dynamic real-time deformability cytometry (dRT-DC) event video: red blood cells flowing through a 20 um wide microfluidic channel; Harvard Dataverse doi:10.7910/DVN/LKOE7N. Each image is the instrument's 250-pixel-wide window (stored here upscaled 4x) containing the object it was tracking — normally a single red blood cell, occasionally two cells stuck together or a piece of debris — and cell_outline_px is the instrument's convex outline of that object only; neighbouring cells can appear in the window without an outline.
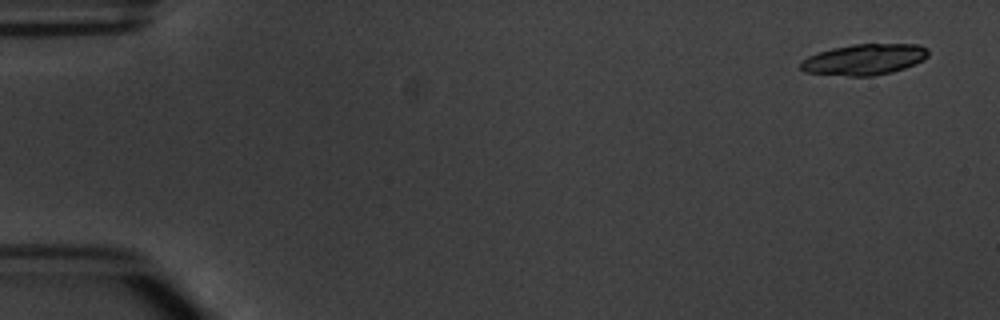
{"species": "common noctule bat (a hibernating species)", "species_latin": "Nyctalus noctula", "temperature_condition": "warm", "stored_images_in_passage": 5, "camera_frame_rate_fps": 3000, "um_per_image_px": 0.085, "animal": {"sex": "male", "body_mass_g": 20.1, "forearm_length_mm": 53.5}, "frame": {"image": 1, "passage_image": 1, "time_ms": 0.0, "image_size_px": [1000, 320], "cell_outline_px": [[928, 56], [924, 60], [904, 68], [892, 72], [872, 76], [848, 76], [804, 72], [800, 68], [800, 64], [808, 56], [832, 48], [856, 44], [920, 44], [928, 48]], "centroid_in_image_um": [73.5, 5.05], "position_along_channel_um": 11.5, "area_um2": 22.95}}